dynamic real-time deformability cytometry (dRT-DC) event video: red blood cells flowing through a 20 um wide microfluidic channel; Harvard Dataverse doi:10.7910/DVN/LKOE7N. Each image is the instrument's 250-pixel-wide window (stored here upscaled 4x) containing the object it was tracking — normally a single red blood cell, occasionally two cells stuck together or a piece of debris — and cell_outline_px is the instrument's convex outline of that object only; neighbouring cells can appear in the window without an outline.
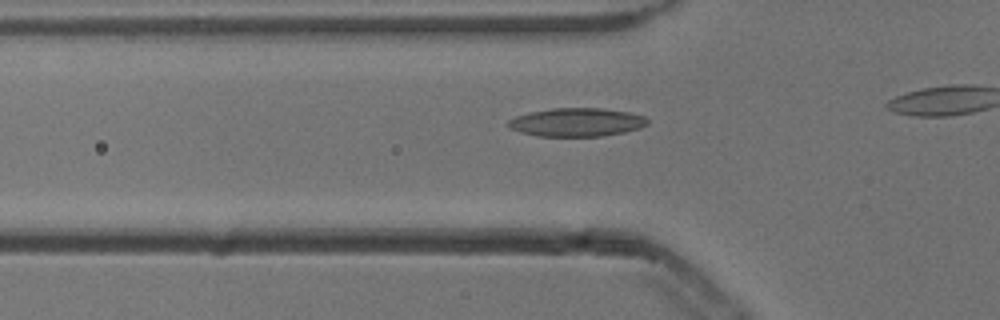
{"species": "common noctule bat (a hibernating species)", "species_latin": "Nyctalus noctula", "temperature_condition": "cold", "stored_images_in_passage": 12, "camera_frame_rate_fps": 3000, "um_per_image_px": 0.085, "animal": {"sex": "male", "body_mass_g": 13.3}, "frame": {"image": 1, "passage_image": 7, "time_ms": 2.0, "image_size_px": [1000, 320], "cell_outline_px": [[648, 124], [640, 128], [624, 132], [604, 136], [536, 136], [520, 132], [508, 128], [504, 124], [508, 120], [516, 116], [528, 112], [552, 108], [600, 108], [628, 112], [644, 116], [648, 120]], "centroid_in_image_um": [48.97, 10.39], "position_along_channel_um": 76.8, "area_um2": 23.29}}
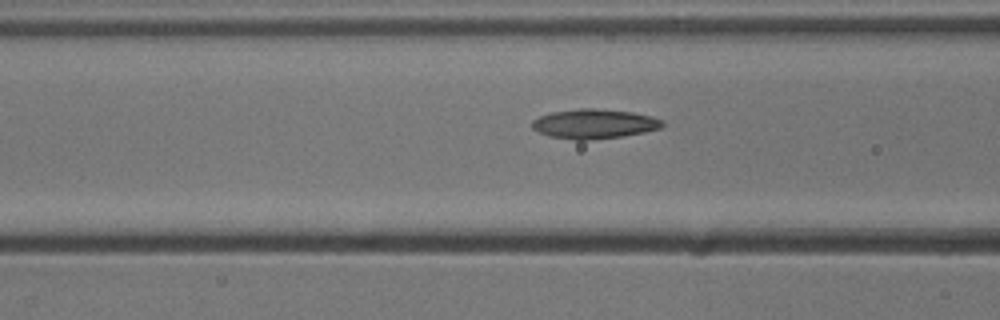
{"frame": {"image": 2, "passage_image": 10, "time_ms": 3.0, "image_size_px": [1000, 320], "cell_outline_px": [[664, 124], [660, 128], [644, 132], [624, 136], [592, 140], [576, 140], [548, 136], [532, 128], [532, 120], [540, 116], [552, 112], [580, 108], [596, 108], [632, 112], [652, 116], [664, 120]], "centroid_in_image_um": [50.52, 10.53], "position_along_channel_um": 116.1, "area_um2": 22.54}}